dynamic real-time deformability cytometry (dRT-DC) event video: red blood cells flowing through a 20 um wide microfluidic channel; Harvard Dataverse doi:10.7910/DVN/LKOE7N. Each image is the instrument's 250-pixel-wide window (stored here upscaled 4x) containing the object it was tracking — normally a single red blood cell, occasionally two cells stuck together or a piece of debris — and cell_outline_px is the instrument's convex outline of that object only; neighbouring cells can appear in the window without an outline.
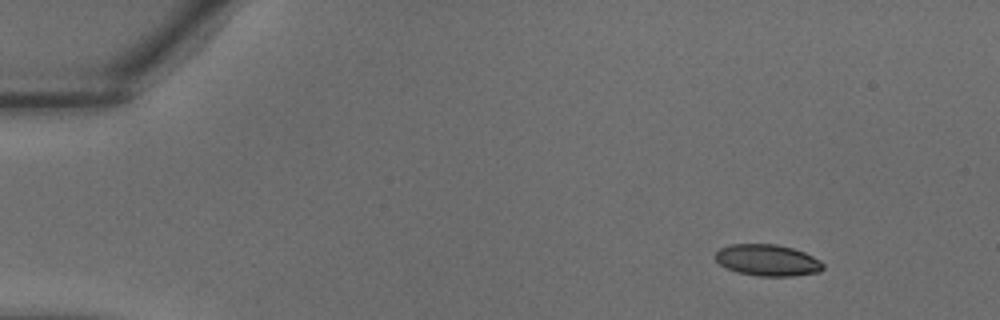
{"species": "common noctule bat (a hibernating species)", "species_latin": "Nyctalus noctula", "temperature_condition": "warm", "stored_images_in_passage": 9, "camera_frame_rate_fps": 3000, "um_per_image_px": 0.085, "animal": {"sex": "male", "body_mass_g": 18.8}, "frame": {"image": 1, "passage_image": 1, "time_ms": 0.0, "image_size_px": [1000, 320], "cell_outline_px": [[824, 268], [820, 272], [792, 276], [756, 276], [736, 272], [720, 264], [712, 256], [720, 248], [728, 244], [776, 244], [792, 248], [804, 252], [820, 260], [824, 264]], "centroid_in_image_um": [65.22, 22.12], "position_along_channel_um": 19.8, "area_um2": 19.94}}
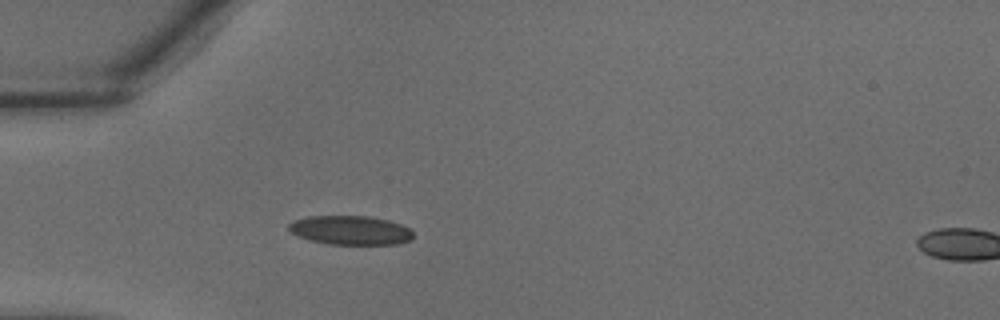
{"frame": {"image": 2, "passage_image": 8, "time_ms": 2.333, "image_size_px": [1000, 320], "cell_outline_px": [[412, 240], [396, 244], [328, 244], [308, 240], [296, 236], [288, 228], [288, 224], [296, 220], [308, 216], [368, 216], [388, 220], [400, 224], [408, 228], [412, 232]], "centroid_in_image_um": [29.77, 19.57], "position_along_channel_um": 55.2, "area_um2": 21.04}}